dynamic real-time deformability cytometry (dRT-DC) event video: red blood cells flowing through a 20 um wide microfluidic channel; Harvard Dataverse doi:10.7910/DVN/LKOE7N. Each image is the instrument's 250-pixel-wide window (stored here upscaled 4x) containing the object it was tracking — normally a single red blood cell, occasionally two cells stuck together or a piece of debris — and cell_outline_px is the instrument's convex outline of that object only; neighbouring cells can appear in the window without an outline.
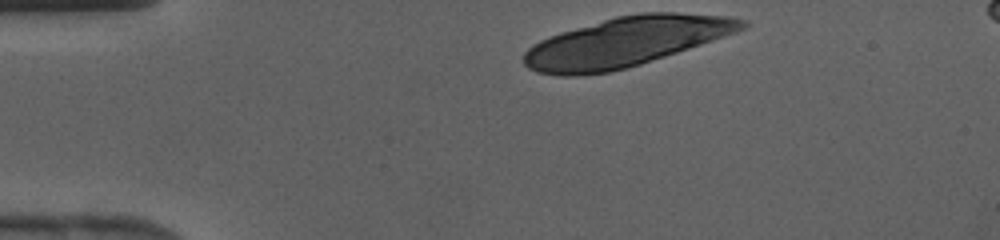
{"species": "human", "species_latin": "Homo sapiens", "temperature_condition": "cold", "stored_images_in_passage": 9, "camera_frame_rate_fps": 3000, "um_per_image_px": 0.085, "donor": {"sex": "female"}, "frame": {"image": 1, "passage_image": 1, "time_ms": 0.0, "image_size_px": [1000, 240], "cell_outline_px": [[748, 24], [744, 28], [736, 32], [640, 64], [612, 72], [576, 76], [560, 76], [536, 72], [528, 68], [524, 64], [524, 52], [528, 48], [540, 40], [560, 32], [616, 16], [640, 12], [676, 12], [728, 16], [748, 20]], "centroid_in_image_um": [53.16, 3.56], "position_along_channel_um": 31.8, "area_um2": 62.77}}